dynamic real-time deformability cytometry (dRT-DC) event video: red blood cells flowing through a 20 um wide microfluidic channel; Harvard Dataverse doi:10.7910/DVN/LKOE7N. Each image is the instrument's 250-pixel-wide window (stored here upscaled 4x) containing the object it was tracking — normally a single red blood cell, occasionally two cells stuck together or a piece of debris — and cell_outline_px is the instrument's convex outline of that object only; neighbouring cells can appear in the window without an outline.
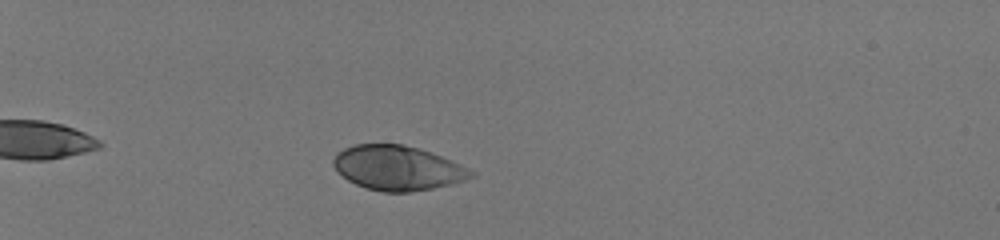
{"species": "human", "species_latin": "Homo sapiens", "temperature_condition": "room temperature", "stored_images_in_passage": 48, "camera_frame_rate_fps": 3000, "um_per_image_px": 0.085, "donor": {"sex": "male"}, "frame": {"image": 1, "passage_image": 12, "time_ms": 3.667, "image_size_px": [1000, 240], "cell_outline_px": [[476, 176], [464, 180], [432, 188], [412, 192], [380, 192], [356, 184], [348, 180], [336, 172], [332, 164], [332, 160], [344, 148], [356, 144], [404, 144], [440, 156], [460, 164], [476, 172]], "centroid_in_image_um": [33.78, 14.28], "position_along_channel_um": 51.2, "area_um2": 35.55}}
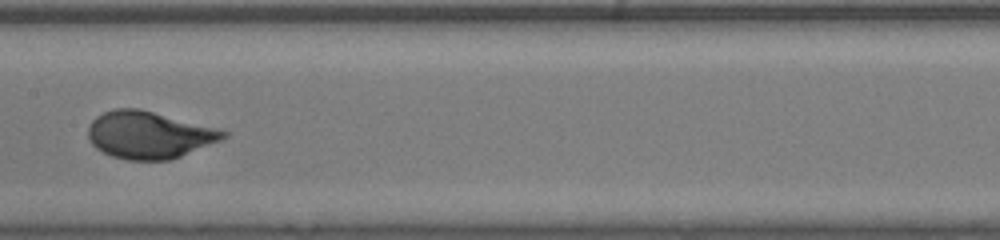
{"frame": {"image": 2, "passage_image": 27, "time_ms": 8.667, "image_size_px": [1000, 240], "cell_outline_px": [[228, 136], [220, 140], [180, 156], [168, 160], [124, 160], [112, 156], [96, 148], [92, 144], [88, 136], [88, 124], [96, 116], [112, 108], [140, 108], [228, 132]], "centroid_in_image_um": [12.59, 11.46], "position_along_channel_um": 194.8, "area_um2": 36.82}}
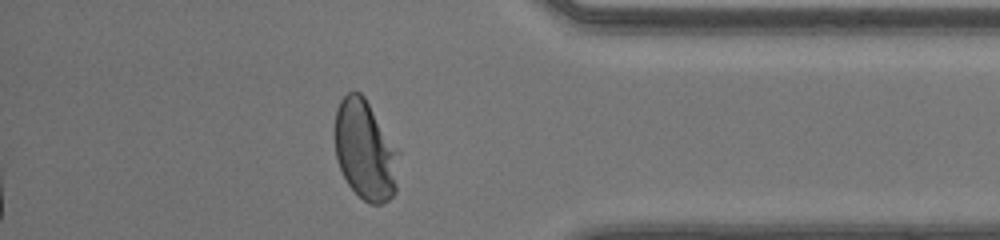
{"frame": {"image": 3, "passage_image": 43, "time_ms": 14.0, "image_size_px": [1000, 240], "cell_outline_px": [[400, 152], [396, 192], [388, 200], [380, 204], [372, 204], [364, 200], [348, 184], [336, 160], [336, 108], [340, 100], [348, 92], [360, 92], [364, 96], [400, 148]], "centroid_in_image_um": [31.1, 12.75], "position_along_channel_um": 404.1, "area_um2": 37.57}, "authors_computed_cell_mechanics": {"area_um2": 36.6163, "velocity_mm_per_s": 4.102, "shape_relaxation_time_tau1_ms": 2.59, "shape_relaxation_time_tau2_ms": null, "deformation_change_tau1": 0.1792, "deformation_change_tau2": null}}